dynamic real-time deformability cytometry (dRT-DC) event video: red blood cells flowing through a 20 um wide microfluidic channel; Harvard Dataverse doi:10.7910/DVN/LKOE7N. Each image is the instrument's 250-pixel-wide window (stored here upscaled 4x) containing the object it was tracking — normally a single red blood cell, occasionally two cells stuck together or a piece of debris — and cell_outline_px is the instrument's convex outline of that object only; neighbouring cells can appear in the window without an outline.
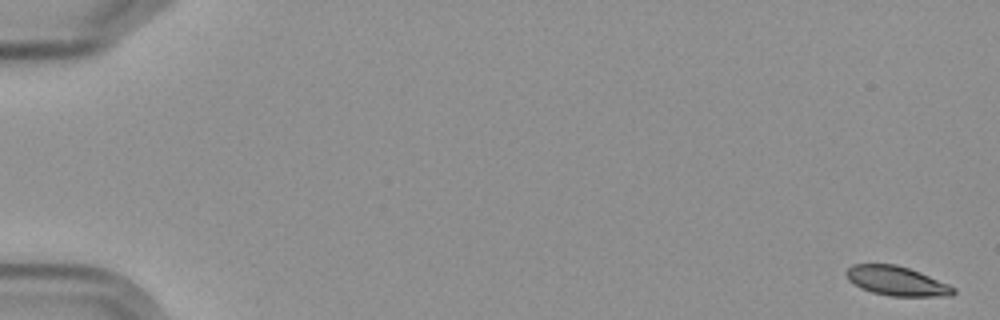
{"species": "Egyptian fruit bat (a non-hibernating species)", "species_latin": "Rousettus aegyptiacus", "temperature_condition": "cold", "stored_images_in_passage": 6, "camera_frame_rate_fps": 3000, "um_per_image_px": 0.085, "frame": {"image": 1, "passage_image": 1, "time_ms": 0.0, "image_size_px": [1000, 320], "cell_outline_px": [[956, 292], [952, 296], [892, 296], [872, 292], [860, 288], [848, 280], [844, 272], [852, 264], [896, 264], [920, 272], [948, 284], [956, 288]], "centroid_in_image_um": [76.21, 23.88], "position_along_channel_um": 8.8, "area_um2": 18.38}}
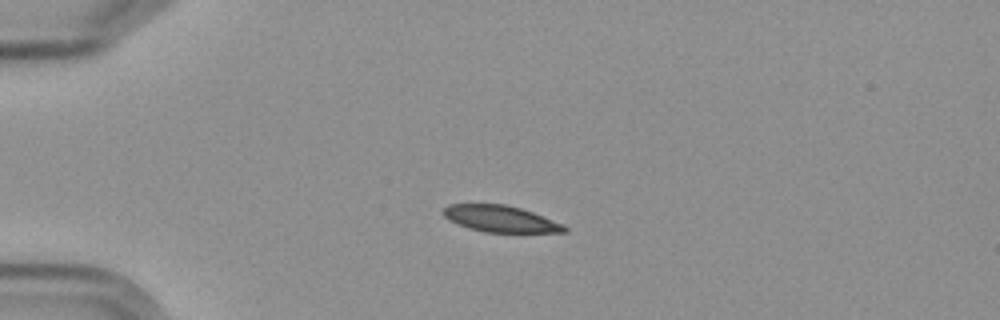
{"frame": {"image": 2, "passage_image": 5, "time_ms": 4.667, "image_size_px": [1000, 320], "cell_outline_px": [[568, 232], [484, 232], [468, 228], [448, 220], [440, 212], [448, 204], [504, 204], [520, 208], [532, 212], [564, 224], [568, 228]], "centroid_in_image_um": [42.52, 18.6], "position_along_channel_um": 42.5, "area_um2": 18.73}}